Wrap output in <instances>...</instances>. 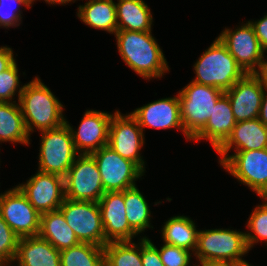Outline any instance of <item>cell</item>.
I'll return each mask as SVG.
<instances>
[{
    "label": "cell",
    "instance_id": "obj_3",
    "mask_svg": "<svg viewBox=\"0 0 267 266\" xmlns=\"http://www.w3.org/2000/svg\"><path fill=\"white\" fill-rule=\"evenodd\" d=\"M250 251L245 232L233 229L199 230L194 256L201 266L236 265L246 263L244 255Z\"/></svg>",
    "mask_w": 267,
    "mask_h": 266
},
{
    "label": "cell",
    "instance_id": "obj_35",
    "mask_svg": "<svg viewBox=\"0 0 267 266\" xmlns=\"http://www.w3.org/2000/svg\"><path fill=\"white\" fill-rule=\"evenodd\" d=\"M141 261L143 266H164L158 247L146 236L141 238Z\"/></svg>",
    "mask_w": 267,
    "mask_h": 266
},
{
    "label": "cell",
    "instance_id": "obj_19",
    "mask_svg": "<svg viewBox=\"0 0 267 266\" xmlns=\"http://www.w3.org/2000/svg\"><path fill=\"white\" fill-rule=\"evenodd\" d=\"M235 151L262 150L267 148V127L258 118L236 122L227 140L216 150L222 164L228 153Z\"/></svg>",
    "mask_w": 267,
    "mask_h": 266
},
{
    "label": "cell",
    "instance_id": "obj_26",
    "mask_svg": "<svg viewBox=\"0 0 267 266\" xmlns=\"http://www.w3.org/2000/svg\"><path fill=\"white\" fill-rule=\"evenodd\" d=\"M198 231L191 218L178 215L164 223L161 233L164 243L187 249L194 254Z\"/></svg>",
    "mask_w": 267,
    "mask_h": 266
},
{
    "label": "cell",
    "instance_id": "obj_4",
    "mask_svg": "<svg viewBox=\"0 0 267 266\" xmlns=\"http://www.w3.org/2000/svg\"><path fill=\"white\" fill-rule=\"evenodd\" d=\"M193 67L196 74L193 82L213 86L222 91L230 89L246 74L218 37Z\"/></svg>",
    "mask_w": 267,
    "mask_h": 266
},
{
    "label": "cell",
    "instance_id": "obj_39",
    "mask_svg": "<svg viewBox=\"0 0 267 266\" xmlns=\"http://www.w3.org/2000/svg\"><path fill=\"white\" fill-rule=\"evenodd\" d=\"M255 74L261 80L263 88L267 89V68H259Z\"/></svg>",
    "mask_w": 267,
    "mask_h": 266
},
{
    "label": "cell",
    "instance_id": "obj_6",
    "mask_svg": "<svg viewBox=\"0 0 267 266\" xmlns=\"http://www.w3.org/2000/svg\"><path fill=\"white\" fill-rule=\"evenodd\" d=\"M40 142L38 171L65 177L79 155L68 125L42 131Z\"/></svg>",
    "mask_w": 267,
    "mask_h": 266
},
{
    "label": "cell",
    "instance_id": "obj_42",
    "mask_svg": "<svg viewBox=\"0 0 267 266\" xmlns=\"http://www.w3.org/2000/svg\"><path fill=\"white\" fill-rule=\"evenodd\" d=\"M267 51V48L264 49V53ZM260 68H267V61L264 59L263 63L261 64Z\"/></svg>",
    "mask_w": 267,
    "mask_h": 266
},
{
    "label": "cell",
    "instance_id": "obj_25",
    "mask_svg": "<svg viewBox=\"0 0 267 266\" xmlns=\"http://www.w3.org/2000/svg\"><path fill=\"white\" fill-rule=\"evenodd\" d=\"M0 142L30 144L18 102H0Z\"/></svg>",
    "mask_w": 267,
    "mask_h": 266
},
{
    "label": "cell",
    "instance_id": "obj_11",
    "mask_svg": "<svg viewBox=\"0 0 267 266\" xmlns=\"http://www.w3.org/2000/svg\"><path fill=\"white\" fill-rule=\"evenodd\" d=\"M221 166L259 197L267 189V148L234 151Z\"/></svg>",
    "mask_w": 267,
    "mask_h": 266
},
{
    "label": "cell",
    "instance_id": "obj_10",
    "mask_svg": "<svg viewBox=\"0 0 267 266\" xmlns=\"http://www.w3.org/2000/svg\"><path fill=\"white\" fill-rule=\"evenodd\" d=\"M237 64L247 73H256L265 58L255 30L249 21L236 30L225 28L218 36Z\"/></svg>",
    "mask_w": 267,
    "mask_h": 266
},
{
    "label": "cell",
    "instance_id": "obj_12",
    "mask_svg": "<svg viewBox=\"0 0 267 266\" xmlns=\"http://www.w3.org/2000/svg\"><path fill=\"white\" fill-rule=\"evenodd\" d=\"M0 214L19 238L38 236L41 215L17 186L0 193Z\"/></svg>",
    "mask_w": 267,
    "mask_h": 266
},
{
    "label": "cell",
    "instance_id": "obj_8",
    "mask_svg": "<svg viewBox=\"0 0 267 266\" xmlns=\"http://www.w3.org/2000/svg\"><path fill=\"white\" fill-rule=\"evenodd\" d=\"M100 171L105 192L124 191L136 186L144 171L133 161L123 158L109 145L91 153Z\"/></svg>",
    "mask_w": 267,
    "mask_h": 266
},
{
    "label": "cell",
    "instance_id": "obj_5",
    "mask_svg": "<svg viewBox=\"0 0 267 266\" xmlns=\"http://www.w3.org/2000/svg\"><path fill=\"white\" fill-rule=\"evenodd\" d=\"M178 93L184 135L190 140L206 125L224 91L191 81Z\"/></svg>",
    "mask_w": 267,
    "mask_h": 266
},
{
    "label": "cell",
    "instance_id": "obj_29",
    "mask_svg": "<svg viewBox=\"0 0 267 266\" xmlns=\"http://www.w3.org/2000/svg\"><path fill=\"white\" fill-rule=\"evenodd\" d=\"M105 266H143L141 261V238L132 241L110 242L104 246Z\"/></svg>",
    "mask_w": 267,
    "mask_h": 266
},
{
    "label": "cell",
    "instance_id": "obj_28",
    "mask_svg": "<svg viewBox=\"0 0 267 266\" xmlns=\"http://www.w3.org/2000/svg\"><path fill=\"white\" fill-rule=\"evenodd\" d=\"M61 266H105L104 247L79 243L60 251Z\"/></svg>",
    "mask_w": 267,
    "mask_h": 266
},
{
    "label": "cell",
    "instance_id": "obj_32",
    "mask_svg": "<svg viewBox=\"0 0 267 266\" xmlns=\"http://www.w3.org/2000/svg\"><path fill=\"white\" fill-rule=\"evenodd\" d=\"M19 70L16 61L2 73H0V102H16L13 97L17 93V99L23 91L24 85L20 87ZM18 90V91H17Z\"/></svg>",
    "mask_w": 267,
    "mask_h": 266
},
{
    "label": "cell",
    "instance_id": "obj_22",
    "mask_svg": "<svg viewBox=\"0 0 267 266\" xmlns=\"http://www.w3.org/2000/svg\"><path fill=\"white\" fill-rule=\"evenodd\" d=\"M38 236L59 251L81 243L59 210L41 214Z\"/></svg>",
    "mask_w": 267,
    "mask_h": 266
},
{
    "label": "cell",
    "instance_id": "obj_23",
    "mask_svg": "<svg viewBox=\"0 0 267 266\" xmlns=\"http://www.w3.org/2000/svg\"><path fill=\"white\" fill-rule=\"evenodd\" d=\"M116 2L113 0H88L78 6L77 16L86 25L106 31L117 32Z\"/></svg>",
    "mask_w": 267,
    "mask_h": 266
},
{
    "label": "cell",
    "instance_id": "obj_13",
    "mask_svg": "<svg viewBox=\"0 0 267 266\" xmlns=\"http://www.w3.org/2000/svg\"><path fill=\"white\" fill-rule=\"evenodd\" d=\"M144 132L130 114L115 111L109 127L108 145L123 158L135 162L145 172V161L139 152L144 145Z\"/></svg>",
    "mask_w": 267,
    "mask_h": 266
},
{
    "label": "cell",
    "instance_id": "obj_24",
    "mask_svg": "<svg viewBox=\"0 0 267 266\" xmlns=\"http://www.w3.org/2000/svg\"><path fill=\"white\" fill-rule=\"evenodd\" d=\"M117 31H152L153 15L143 0H117Z\"/></svg>",
    "mask_w": 267,
    "mask_h": 266
},
{
    "label": "cell",
    "instance_id": "obj_9",
    "mask_svg": "<svg viewBox=\"0 0 267 266\" xmlns=\"http://www.w3.org/2000/svg\"><path fill=\"white\" fill-rule=\"evenodd\" d=\"M65 198L99 202L105 194L100 171L91 154H79L64 177Z\"/></svg>",
    "mask_w": 267,
    "mask_h": 266
},
{
    "label": "cell",
    "instance_id": "obj_45",
    "mask_svg": "<svg viewBox=\"0 0 267 266\" xmlns=\"http://www.w3.org/2000/svg\"><path fill=\"white\" fill-rule=\"evenodd\" d=\"M211 266H235V265H211Z\"/></svg>",
    "mask_w": 267,
    "mask_h": 266
},
{
    "label": "cell",
    "instance_id": "obj_36",
    "mask_svg": "<svg viewBox=\"0 0 267 266\" xmlns=\"http://www.w3.org/2000/svg\"><path fill=\"white\" fill-rule=\"evenodd\" d=\"M250 24L253 26L255 30L256 37L259 40V43L263 49L267 48V15H264L260 20L251 21Z\"/></svg>",
    "mask_w": 267,
    "mask_h": 266
},
{
    "label": "cell",
    "instance_id": "obj_14",
    "mask_svg": "<svg viewBox=\"0 0 267 266\" xmlns=\"http://www.w3.org/2000/svg\"><path fill=\"white\" fill-rule=\"evenodd\" d=\"M17 187L40 215L58 210L65 199L64 177L56 174L37 170L26 183Z\"/></svg>",
    "mask_w": 267,
    "mask_h": 266
},
{
    "label": "cell",
    "instance_id": "obj_38",
    "mask_svg": "<svg viewBox=\"0 0 267 266\" xmlns=\"http://www.w3.org/2000/svg\"><path fill=\"white\" fill-rule=\"evenodd\" d=\"M258 119L264 126L267 127V89L264 90V93L262 96V102H261Z\"/></svg>",
    "mask_w": 267,
    "mask_h": 266
},
{
    "label": "cell",
    "instance_id": "obj_40",
    "mask_svg": "<svg viewBox=\"0 0 267 266\" xmlns=\"http://www.w3.org/2000/svg\"><path fill=\"white\" fill-rule=\"evenodd\" d=\"M46 3H48V4H50V5H55V4H61V5H64L65 6V4H68V3H70V2H75L76 0H44Z\"/></svg>",
    "mask_w": 267,
    "mask_h": 266
},
{
    "label": "cell",
    "instance_id": "obj_21",
    "mask_svg": "<svg viewBox=\"0 0 267 266\" xmlns=\"http://www.w3.org/2000/svg\"><path fill=\"white\" fill-rule=\"evenodd\" d=\"M15 262L17 266H61L60 251L39 236L22 237Z\"/></svg>",
    "mask_w": 267,
    "mask_h": 266
},
{
    "label": "cell",
    "instance_id": "obj_20",
    "mask_svg": "<svg viewBox=\"0 0 267 266\" xmlns=\"http://www.w3.org/2000/svg\"><path fill=\"white\" fill-rule=\"evenodd\" d=\"M235 125L229 98L224 93L213 107L212 115L206 125L191 140L196 142L202 139L209 140L216 151L227 140Z\"/></svg>",
    "mask_w": 267,
    "mask_h": 266
},
{
    "label": "cell",
    "instance_id": "obj_43",
    "mask_svg": "<svg viewBox=\"0 0 267 266\" xmlns=\"http://www.w3.org/2000/svg\"><path fill=\"white\" fill-rule=\"evenodd\" d=\"M23 1L25 3H27L29 7H31L32 6V3H34V1H36V0H23Z\"/></svg>",
    "mask_w": 267,
    "mask_h": 266
},
{
    "label": "cell",
    "instance_id": "obj_31",
    "mask_svg": "<svg viewBox=\"0 0 267 266\" xmlns=\"http://www.w3.org/2000/svg\"><path fill=\"white\" fill-rule=\"evenodd\" d=\"M19 239L0 214V266L14 263Z\"/></svg>",
    "mask_w": 267,
    "mask_h": 266
},
{
    "label": "cell",
    "instance_id": "obj_1",
    "mask_svg": "<svg viewBox=\"0 0 267 266\" xmlns=\"http://www.w3.org/2000/svg\"><path fill=\"white\" fill-rule=\"evenodd\" d=\"M117 48L122 60L142 78H162L169 72L163 50L151 31H117Z\"/></svg>",
    "mask_w": 267,
    "mask_h": 266
},
{
    "label": "cell",
    "instance_id": "obj_18",
    "mask_svg": "<svg viewBox=\"0 0 267 266\" xmlns=\"http://www.w3.org/2000/svg\"><path fill=\"white\" fill-rule=\"evenodd\" d=\"M176 95L143 105L130 112V114L138 121L142 131H145L144 128L146 127L158 130L176 128L184 133L181 121L180 101L178 94Z\"/></svg>",
    "mask_w": 267,
    "mask_h": 266
},
{
    "label": "cell",
    "instance_id": "obj_44",
    "mask_svg": "<svg viewBox=\"0 0 267 266\" xmlns=\"http://www.w3.org/2000/svg\"><path fill=\"white\" fill-rule=\"evenodd\" d=\"M235 266H253V265L246 262V263H242V264H236Z\"/></svg>",
    "mask_w": 267,
    "mask_h": 266
},
{
    "label": "cell",
    "instance_id": "obj_2",
    "mask_svg": "<svg viewBox=\"0 0 267 266\" xmlns=\"http://www.w3.org/2000/svg\"><path fill=\"white\" fill-rule=\"evenodd\" d=\"M18 103L29 136L34 129L42 132L66 123L64 106L38 76L24 84Z\"/></svg>",
    "mask_w": 267,
    "mask_h": 266
},
{
    "label": "cell",
    "instance_id": "obj_33",
    "mask_svg": "<svg viewBox=\"0 0 267 266\" xmlns=\"http://www.w3.org/2000/svg\"><path fill=\"white\" fill-rule=\"evenodd\" d=\"M13 4V5H12ZM15 4V5H14ZM30 8L23 0H0V27H17L22 22L21 7Z\"/></svg>",
    "mask_w": 267,
    "mask_h": 266
},
{
    "label": "cell",
    "instance_id": "obj_34",
    "mask_svg": "<svg viewBox=\"0 0 267 266\" xmlns=\"http://www.w3.org/2000/svg\"><path fill=\"white\" fill-rule=\"evenodd\" d=\"M158 251L164 266H189L193 254L187 249L166 243ZM193 266L196 265L193 264Z\"/></svg>",
    "mask_w": 267,
    "mask_h": 266
},
{
    "label": "cell",
    "instance_id": "obj_27",
    "mask_svg": "<svg viewBox=\"0 0 267 266\" xmlns=\"http://www.w3.org/2000/svg\"><path fill=\"white\" fill-rule=\"evenodd\" d=\"M123 196L129 226L139 235L147 228H153L150 206L140 190L136 186L125 189Z\"/></svg>",
    "mask_w": 267,
    "mask_h": 266
},
{
    "label": "cell",
    "instance_id": "obj_7",
    "mask_svg": "<svg viewBox=\"0 0 267 266\" xmlns=\"http://www.w3.org/2000/svg\"><path fill=\"white\" fill-rule=\"evenodd\" d=\"M58 210L81 243L106 245L98 202L65 198Z\"/></svg>",
    "mask_w": 267,
    "mask_h": 266
},
{
    "label": "cell",
    "instance_id": "obj_37",
    "mask_svg": "<svg viewBox=\"0 0 267 266\" xmlns=\"http://www.w3.org/2000/svg\"><path fill=\"white\" fill-rule=\"evenodd\" d=\"M16 59L13 50L8 46L0 47V73L8 69Z\"/></svg>",
    "mask_w": 267,
    "mask_h": 266
},
{
    "label": "cell",
    "instance_id": "obj_17",
    "mask_svg": "<svg viewBox=\"0 0 267 266\" xmlns=\"http://www.w3.org/2000/svg\"><path fill=\"white\" fill-rule=\"evenodd\" d=\"M106 244L132 241L138 234L129 226L123 191L105 192L98 202Z\"/></svg>",
    "mask_w": 267,
    "mask_h": 266
},
{
    "label": "cell",
    "instance_id": "obj_41",
    "mask_svg": "<svg viewBox=\"0 0 267 266\" xmlns=\"http://www.w3.org/2000/svg\"><path fill=\"white\" fill-rule=\"evenodd\" d=\"M262 201L267 204V189L262 193V195L260 196Z\"/></svg>",
    "mask_w": 267,
    "mask_h": 266
},
{
    "label": "cell",
    "instance_id": "obj_15",
    "mask_svg": "<svg viewBox=\"0 0 267 266\" xmlns=\"http://www.w3.org/2000/svg\"><path fill=\"white\" fill-rule=\"evenodd\" d=\"M112 115L109 112L86 110L76 130L66 120L72 134L74 147L79 154H91L108 145Z\"/></svg>",
    "mask_w": 267,
    "mask_h": 266
},
{
    "label": "cell",
    "instance_id": "obj_30",
    "mask_svg": "<svg viewBox=\"0 0 267 266\" xmlns=\"http://www.w3.org/2000/svg\"><path fill=\"white\" fill-rule=\"evenodd\" d=\"M245 232L248 249L251 250L259 241H264L267 246V204L257 205L249 216Z\"/></svg>",
    "mask_w": 267,
    "mask_h": 266
},
{
    "label": "cell",
    "instance_id": "obj_16",
    "mask_svg": "<svg viewBox=\"0 0 267 266\" xmlns=\"http://www.w3.org/2000/svg\"><path fill=\"white\" fill-rule=\"evenodd\" d=\"M264 90L259 77L255 73H247L224 91L236 122L258 118Z\"/></svg>",
    "mask_w": 267,
    "mask_h": 266
}]
</instances>
